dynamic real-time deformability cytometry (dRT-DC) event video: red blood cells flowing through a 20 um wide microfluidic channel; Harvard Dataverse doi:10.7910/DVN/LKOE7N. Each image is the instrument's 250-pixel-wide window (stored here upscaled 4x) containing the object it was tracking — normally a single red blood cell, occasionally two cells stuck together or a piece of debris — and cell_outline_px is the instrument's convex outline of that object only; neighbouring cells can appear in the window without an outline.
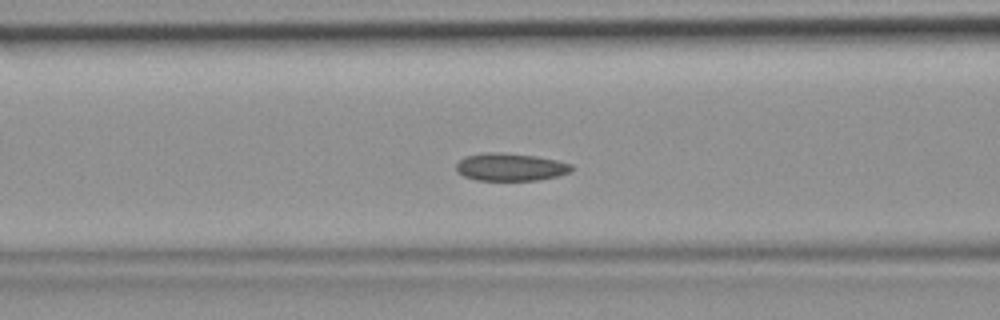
{"species": "common noctule bat (a hibernating species)", "species_latin": "Nyctalus noctula", "temperature_condition": "room temperature", "stored_images_in_passage": 35, "camera_frame_rate_fps": 3000, "um_per_image_px": 0.085, "animal": {"sex": "female", "body_mass_g": 19.9}, "frame": {"image": 1, "passage_image": 11, "time_ms": 3.333, "image_size_px": [1000, 320], "cell_outline_px": [[572, 172], [540, 180], [476, 180], [464, 176], [456, 172], [456, 164], [464, 156], [484, 152], [500, 152], [536, 156], [556, 160], [572, 164]], "centroid_in_image_um": [43.37, 14.19], "position_along_channel_um": 123.2, "area_um2": 18.73}}